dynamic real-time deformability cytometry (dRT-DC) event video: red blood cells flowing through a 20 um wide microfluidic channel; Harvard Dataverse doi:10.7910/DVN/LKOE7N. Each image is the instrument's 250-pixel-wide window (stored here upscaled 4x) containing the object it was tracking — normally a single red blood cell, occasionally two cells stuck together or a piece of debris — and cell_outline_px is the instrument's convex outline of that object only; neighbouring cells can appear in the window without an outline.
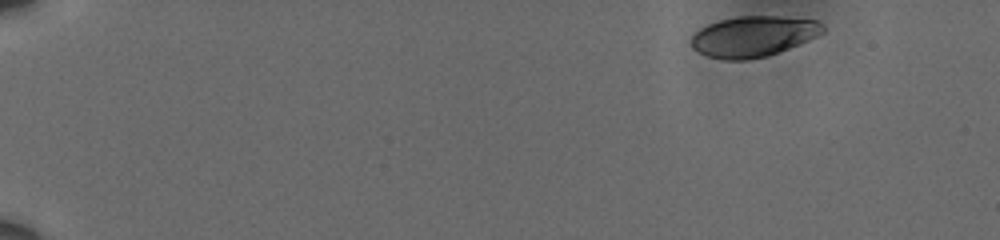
{"species": "human", "species_latin": "Homo sapiens", "temperature_condition": "cold", "stored_images_in_passage": 25, "camera_frame_rate_fps": 3000, "um_per_image_px": 0.085, "donor": {"sex": "male"}, "frame": {"image": 1, "passage_image": 1, "time_ms": 0.0, "image_size_px": [1000, 240], "cell_outline_px": [[824, 32], [808, 40], [768, 56], [748, 60], [724, 60], [708, 56], [692, 48], [692, 36], [700, 28], [708, 24], [720, 20], [740, 16], [780, 16], [820, 20], [824, 24]], "centroid_in_image_um": [64.06, 3.08], "position_along_channel_um": 20.9, "area_um2": 31.21}}
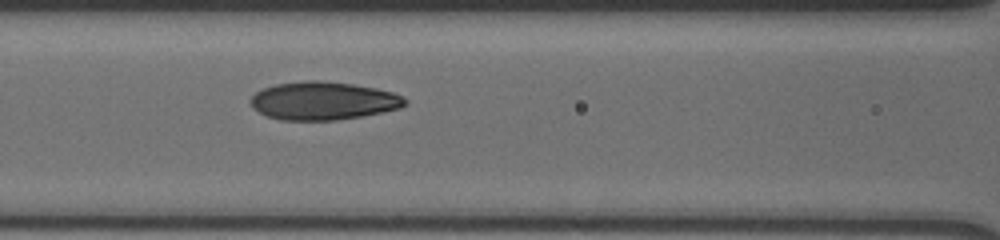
{"frame": {"image": 2, "passage_image": 15, "time_ms": 4.667, "image_size_px": [1000, 240], "cell_outline_px": [[408, 104], [400, 108], [360, 116], [336, 120], [280, 120], [268, 116], [252, 108], [248, 100], [256, 92], [264, 88], [276, 84], [304, 80], [320, 80], [352, 84], [376, 88], [392, 92], [404, 96], [408, 100]], "centroid_in_image_um": [27.47, 8.56], "position_along_channel_um": 139.1, "area_um2": 34.39}}
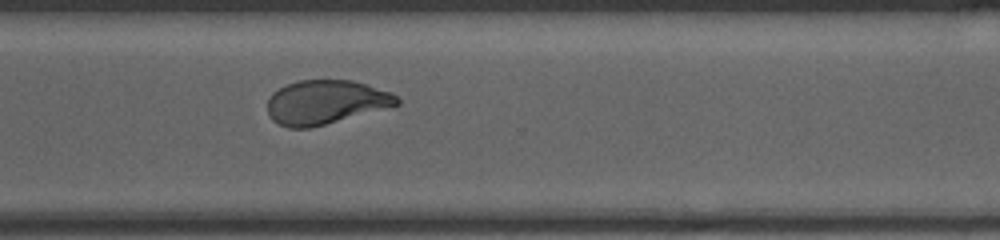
{"frame": {"image": 3, "passage_image": 25, "time_ms": 8.0, "image_size_px": [1000, 240], "cell_outline_px": [[400, 104], [324, 124], [308, 128], [288, 128], [272, 120], [268, 116], [268, 96], [272, 92], [288, 84], [300, 80], [352, 80], [392, 92], [400, 100]], "centroid_in_image_um": [27.65, 8.68], "position_along_channel_um": 343.0, "area_um2": 32.95}}